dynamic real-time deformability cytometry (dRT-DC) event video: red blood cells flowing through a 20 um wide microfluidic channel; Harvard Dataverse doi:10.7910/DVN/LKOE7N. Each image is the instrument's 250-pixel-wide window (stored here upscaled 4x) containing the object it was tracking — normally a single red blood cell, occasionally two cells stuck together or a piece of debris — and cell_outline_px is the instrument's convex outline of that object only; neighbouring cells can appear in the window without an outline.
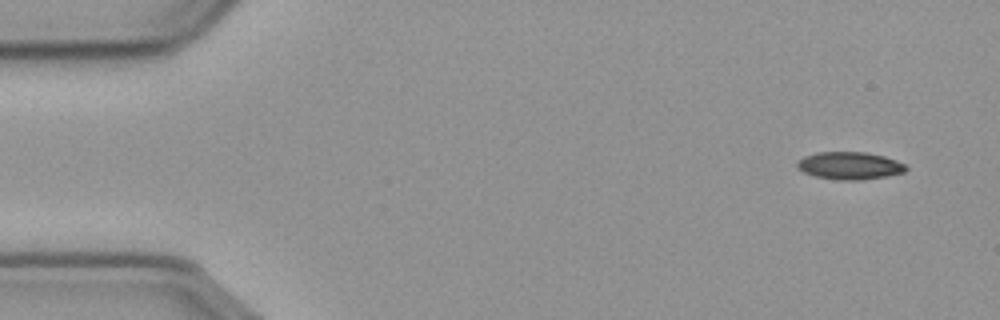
{"species": "common noctule bat (a hibernating species)", "species_latin": "Nyctalus noctula", "temperature_condition": "cold", "stored_images_in_passage": 54, "camera_frame_rate_fps": 3000, "um_per_image_px": 0.085, "animal": {"sex": "male", "body_mass_g": 23.1, "forearm_length_mm": 52.7}, "frame": {"image": 1, "passage_image": 1, "time_ms": 0.0, "image_size_px": [1000, 320], "cell_outline_px": [[908, 168], [904, 172], [884, 176], [856, 180], [840, 180], [816, 176], [804, 172], [796, 164], [804, 156], [816, 152], [868, 152], [884, 156], [896, 160], [904, 164]], "centroid_in_image_um": [72.23, 14.06], "position_along_channel_um": 12.8, "area_um2": 17.17}}
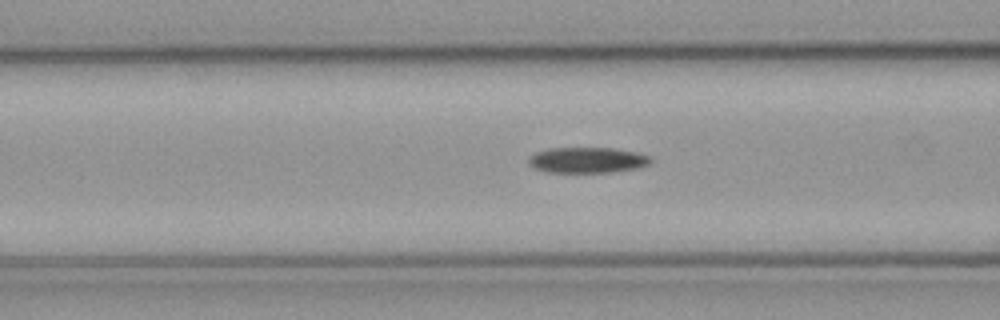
{"frame": {"image": 2, "passage_image": 19, "time_ms": 6.0, "image_size_px": [1000, 320], "cell_outline_px": [[652, 160], [648, 164], [636, 168], [612, 172], [548, 172], [536, 168], [528, 164], [528, 156], [536, 152], [548, 148], [612, 148], [636, 152], [648, 156]], "centroid_in_image_um": [49.88, 13.6], "position_along_channel_um": 116.7, "area_um2": 18.15}}
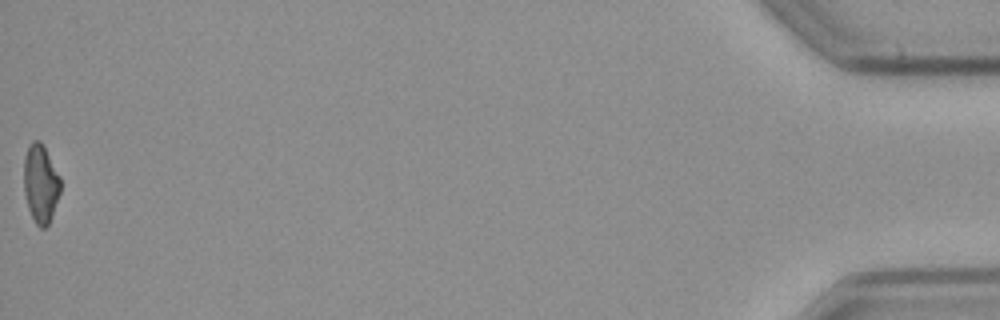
{"frame": {"image": 3, "passage_image": 54, "time_ms": 17.667, "image_size_px": [1000, 320], "cell_outline_px": [[60, 192], [52, 216], [48, 224], [44, 228], [40, 228], [36, 224], [28, 208], [24, 192], [24, 156], [28, 144], [32, 140], [40, 140], [60, 176]], "centroid_in_image_um": [3.44, 15.59], "position_along_channel_um": 431.8, "area_um2": 16.7}}